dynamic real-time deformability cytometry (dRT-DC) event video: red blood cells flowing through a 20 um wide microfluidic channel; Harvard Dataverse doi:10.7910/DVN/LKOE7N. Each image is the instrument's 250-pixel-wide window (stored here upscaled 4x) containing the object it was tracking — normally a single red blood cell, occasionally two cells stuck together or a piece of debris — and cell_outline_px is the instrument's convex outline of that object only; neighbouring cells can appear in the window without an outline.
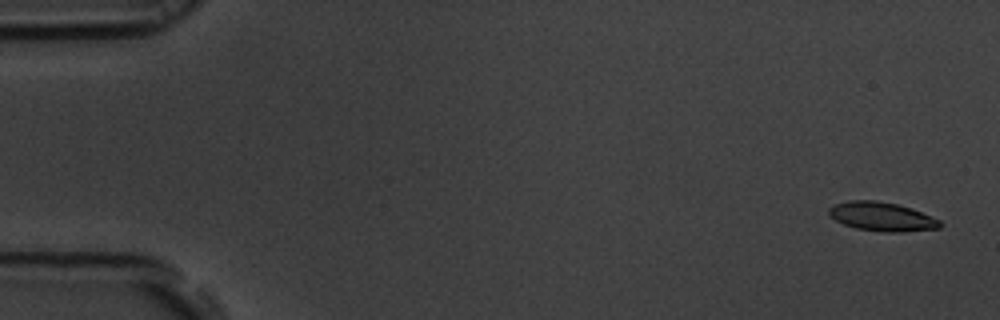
{"species": "common noctule bat (a hibernating species)", "species_latin": "Nyctalus noctula", "temperature_condition": "room temperature", "stored_images_in_passage": 55, "camera_frame_rate_fps": 3000, "um_per_image_px": 0.085, "animal": {"sex": "male", "body_mass_g": 19.5, "forearm_length_mm": 54.6}, "frame": {"image": 1, "passage_image": 2, "time_ms": 0.333, "image_size_px": [1000, 320], "cell_outline_px": [[944, 224], [940, 228], [900, 232], [884, 232], [856, 228], [844, 224], [828, 216], [828, 208], [832, 204], [848, 200], [876, 200], [896, 204], [912, 208], [940, 220]], "centroid_in_image_um": [74.94, 18.4], "position_along_channel_um": 10.1, "area_um2": 18.9}}
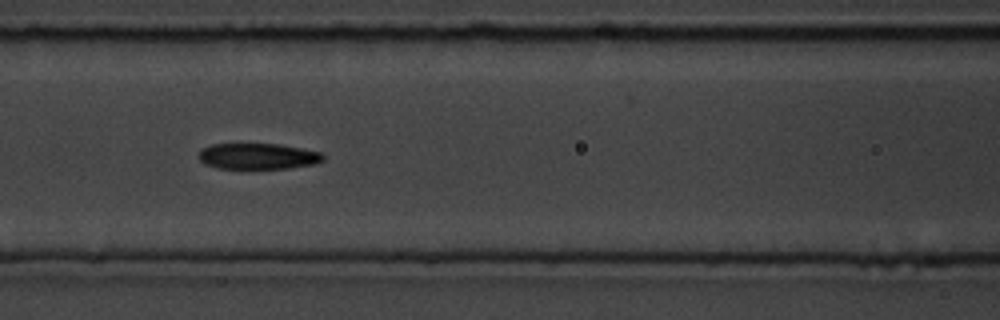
{"frame": {"image": 2, "passage_image": 24, "time_ms": 7.667, "image_size_px": [1000, 320], "cell_outline_px": [[324, 160], [316, 164], [288, 168], [216, 168], [204, 164], [196, 156], [204, 148], [212, 144], [280, 144], [320, 152], [324, 156]], "centroid_in_image_um": [21.92, 13.28], "position_along_channel_um": 144.7, "area_um2": 18.79}}
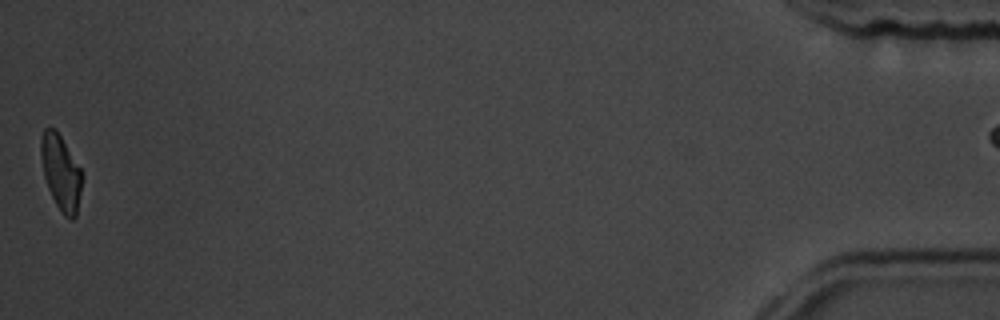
{"frame": {"image": 3, "passage_image": 55, "time_ms": 18.0, "image_size_px": [1000, 320], "cell_outline_px": [[84, 176], [76, 216], [72, 220], [64, 216], [56, 204], [48, 188], [44, 176], [40, 156], [40, 136], [44, 128], [56, 128], [80, 168]], "centroid_in_image_um": [5.17, 14.65], "position_along_channel_um": 430.0, "area_um2": 18.21}, "authors_computed_cell_mechanics": {"area_um2": 19.363, "velocity_mm_per_s": 3.7043, "shape_relaxation_time_tau1_ms": 3.0208, "shape_relaxation_time_tau2_ms": 1.3798, "deformation_change_tau1": 0.1243, "deformation_change_tau2": 0.0733}}